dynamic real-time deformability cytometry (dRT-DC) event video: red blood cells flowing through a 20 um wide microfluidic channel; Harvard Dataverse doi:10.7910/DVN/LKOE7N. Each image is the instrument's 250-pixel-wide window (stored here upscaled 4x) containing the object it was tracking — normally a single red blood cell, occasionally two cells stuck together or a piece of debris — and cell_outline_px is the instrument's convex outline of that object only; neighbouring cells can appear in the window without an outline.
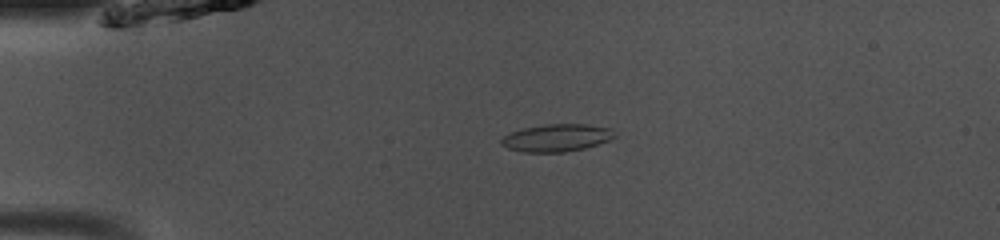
{"species": "common noctule bat (a hibernating species)", "species_latin": "Nyctalus noctula", "temperature_condition": "room temperature", "stored_images_in_passage": 43, "camera_frame_rate_fps": 3000, "um_per_image_px": 0.085, "animal": {"sex": "male", "body_mass_g": 13.0, "forearm_length_mm": 53.1}, "frame": {"image": 1, "passage_image": 6, "time_ms": 1.667, "image_size_px": [1000, 240], "cell_outline_px": [[616, 136], [608, 140], [584, 148], [564, 152], [520, 152], [508, 148], [500, 144], [500, 140], [504, 136], [512, 132], [524, 128], [544, 124], [584, 124], [612, 128]], "centroid_in_image_um": [47.3, 11.71], "position_along_channel_um": 37.7, "area_um2": 18.03}}
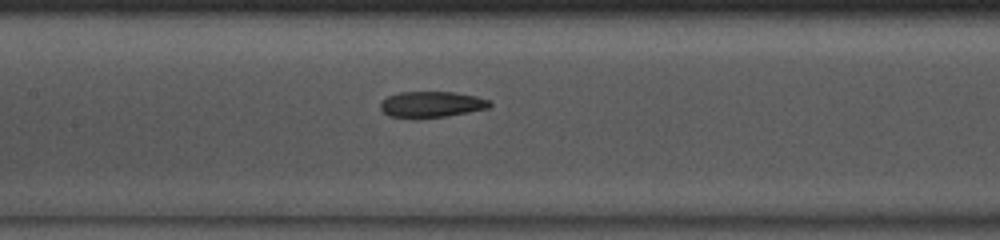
{"frame": {"image": 2, "passage_image": 18, "time_ms": 5.667, "image_size_px": [1000, 240], "cell_outline_px": [[492, 104], [488, 108], [468, 112], [444, 116], [388, 116], [380, 108], [380, 104], [388, 96], [400, 92], [452, 92], [476, 96], [492, 100]], "centroid_in_image_um": [36.73, 8.84], "position_along_channel_um": 170.7, "area_um2": 16.01}}
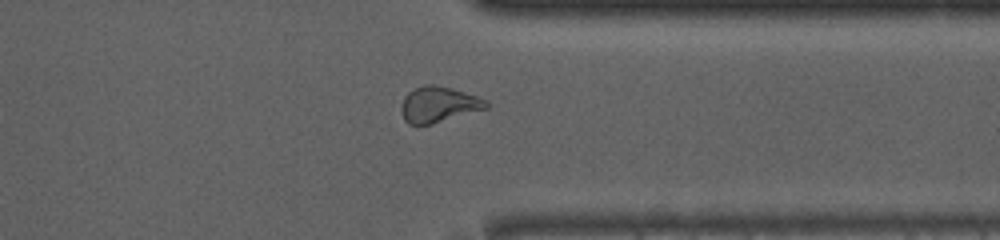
{"frame": {"image": 3, "passage_image": 33, "time_ms": 10.667, "image_size_px": [1000, 240], "cell_outline_px": [[488, 108], [432, 124], [408, 124], [404, 120], [400, 112], [400, 108], [404, 96], [408, 92], [424, 84], [432, 84], [452, 88], [488, 100]], "centroid_in_image_um": [37.26, 8.88], "position_along_channel_um": 374.1, "area_um2": 17.74}, "authors_computed_cell_mechanics": {"area_um2": 17.7446, "velocity_mm_per_s": 4.0942, "shape_relaxation_time_tau1_ms": 7.9658, "shape_relaxation_time_tau2_ms": 2.4833, "deformation_change_tau1": 0.202, "deformation_change_tau2": 0.0501}}